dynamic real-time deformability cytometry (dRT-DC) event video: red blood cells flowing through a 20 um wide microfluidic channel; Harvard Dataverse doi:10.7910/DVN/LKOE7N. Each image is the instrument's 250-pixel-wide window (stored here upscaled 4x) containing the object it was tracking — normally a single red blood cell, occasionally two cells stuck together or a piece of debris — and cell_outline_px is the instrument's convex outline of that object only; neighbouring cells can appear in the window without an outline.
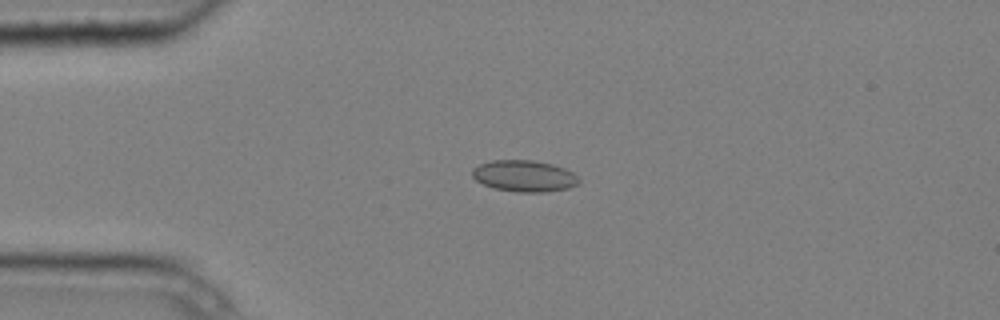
{"species": "common noctule bat (a hibernating species)", "species_latin": "Nyctalus noctula", "temperature_condition": "cold", "stored_images_in_passage": 7, "camera_frame_rate_fps": 3000, "um_per_image_px": 0.085, "animal": {"sex": "male", "body_mass_g": 20.4}, "frame": {"image": 1, "passage_image": 4, "time_ms": 1.0, "image_size_px": [1000, 320], "cell_outline_px": [[580, 184], [568, 188], [544, 192], [520, 192], [492, 188], [476, 180], [472, 176], [472, 168], [480, 164], [492, 160], [532, 160], [552, 164], [564, 168], [572, 172], [580, 180]], "centroid_in_image_um": [44.56, 14.96], "position_along_channel_um": 40.4, "area_um2": 19.54}}
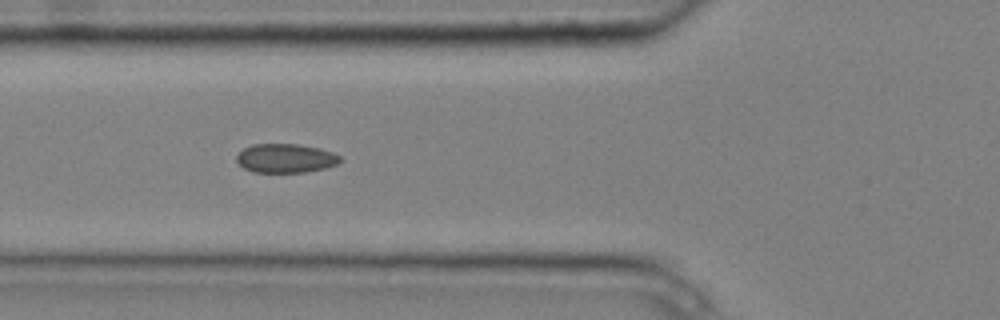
{"frame": {"image": 2, "passage_image": 6, "time_ms": 1.667, "image_size_px": [1000, 320], "cell_outline_px": [[344, 160], [336, 164], [324, 168], [304, 172], [252, 172], [244, 168], [236, 160], [236, 156], [244, 148], [252, 144], [296, 144], [320, 148], [332, 152], [340, 156]], "centroid_in_image_um": [24.28, 13.45], "position_along_channel_um": 101.5, "area_um2": 17.46}}
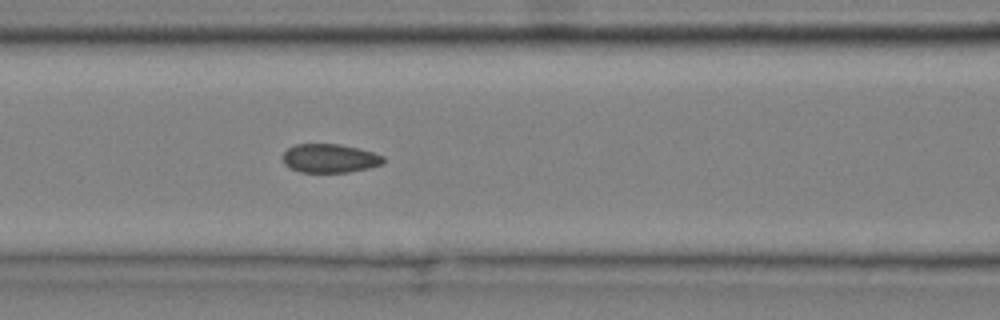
{"frame": {"image": 3, "passage_image": 7, "time_ms": 2.0, "image_size_px": [1000, 320], "cell_outline_px": [[384, 164], [368, 168], [348, 172], [300, 172], [284, 164], [284, 152], [288, 148], [296, 144], [340, 144], [360, 148], [384, 156]], "centroid_in_image_um": [28.06, 13.45], "position_along_channel_um": 138.5, "area_um2": 16.82}}